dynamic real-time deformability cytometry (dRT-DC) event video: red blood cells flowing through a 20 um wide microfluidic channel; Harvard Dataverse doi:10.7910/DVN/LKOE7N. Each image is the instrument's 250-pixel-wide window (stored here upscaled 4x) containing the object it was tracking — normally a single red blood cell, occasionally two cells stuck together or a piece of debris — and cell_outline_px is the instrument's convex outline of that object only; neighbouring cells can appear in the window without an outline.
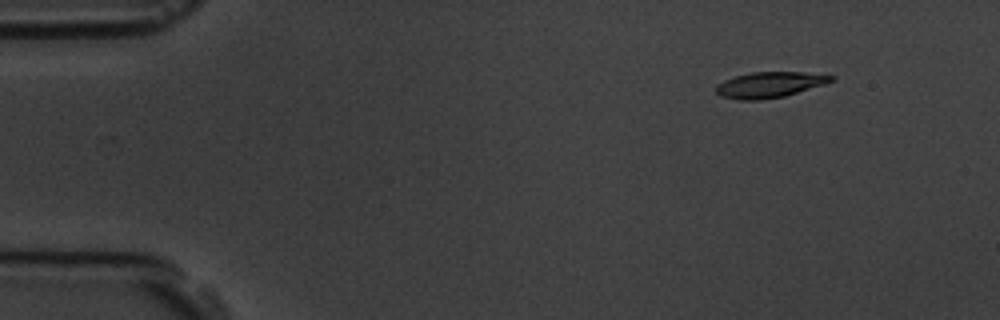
{"species": "common noctule bat (a hibernating species)", "species_latin": "Nyctalus noctula", "temperature_condition": "room temperature", "stored_images_in_passage": 5, "camera_frame_rate_fps": 3000, "um_per_image_px": 0.085, "animal": {"sex": "male", "body_mass_g": 19.5, "forearm_length_mm": 54.6}, "frame": {"image": 1, "passage_image": 2, "time_ms": 1.667, "image_size_px": [1000, 320], "cell_outline_px": [[836, 80], [824, 84], [784, 96], [760, 100], [740, 100], [720, 96], [716, 92], [716, 84], [724, 80], [736, 76], [752, 72], [804, 72], [836, 76]], "centroid_in_image_um": [65.41, 7.2], "position_along_channel_um": 19.6, "area_um2": 17.22}}
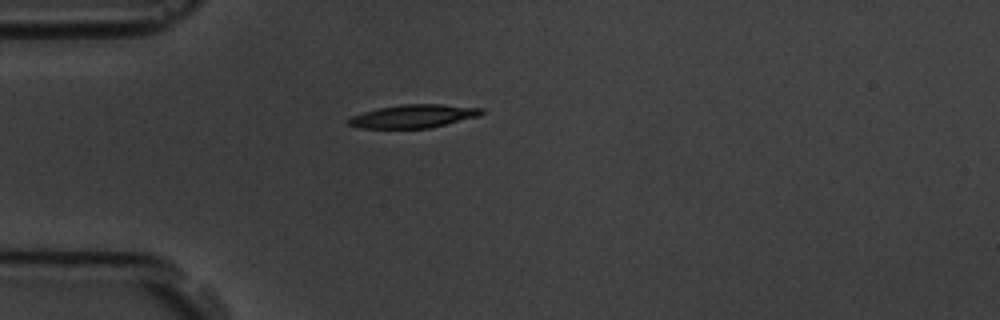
{"frame": {"image": 2, "passage_image": 5, "time_ms": 4.667, "image_size_px": [1000, 320], "cell_outline_px": [[484, 112], [480, 116], [428, 128], [360, 128], [348, 124], [348, 120], [352, 116], [376, 108], [404, 104], [440, 104], [484, 108]], "centroid_in_image_um": [35.17, 9.87], "position_along_channel_um": 49.8, "area_um2": 17.92}}